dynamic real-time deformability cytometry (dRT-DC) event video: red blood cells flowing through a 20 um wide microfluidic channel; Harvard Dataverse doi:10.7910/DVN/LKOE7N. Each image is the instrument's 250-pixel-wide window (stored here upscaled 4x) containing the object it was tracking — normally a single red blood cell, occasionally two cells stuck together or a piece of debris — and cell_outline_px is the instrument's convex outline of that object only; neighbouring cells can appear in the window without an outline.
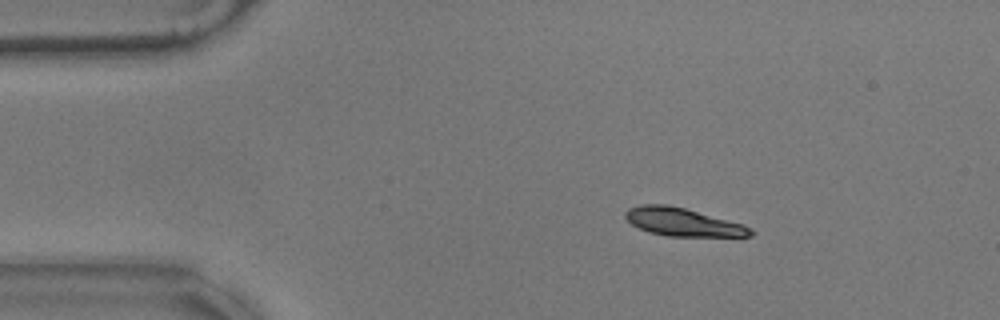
{"species": "common noctule bat (a hibernating species)", "species_latin": "Nyctalus noctula", "temperature_condition": "warm", "stored_images_in_passage": 49, "camera_frame_rate_fps": 3000, "um_per_image_px": 0.085, "animal": {"sex": "male", "body_mass_g": 17.9}, "frame": {"image": 1, "passage_image": 1, "time_ms": 0.0, "image_size_px": [1000, 320], "cell_outline_px": [[756, 232], [752, 236], [668, 236], [648, 232], [632, 224], [624, 216], [624, 212], [628, 208], [640, 204], [668, 204], [684, 208], [744, 224], [752, 228]], "centroid_in_image_um": [58.04, 18.87], "position_along_channel_um": 27.0, "area_um2": 20.52}}
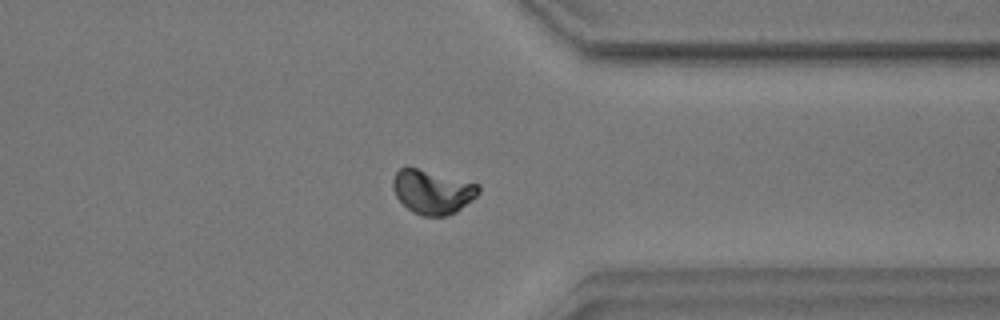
{"frame": {"image": 2, "passage_image": 36, "time_ms": 11.667, "image_size_px": [1000, 320], "cell_outline_px": [[480, 192], [472, 200], [456, 212], [444, 216], [420, 216], [412, 212], [396, 196], [392, 184], [392, 180], [396, 172], [404, 164], [408, 164], [480, 184]], "centroid_in_image_um": [36.75, 16.25], "position_along_channel_um": 374.7, "area_um2": 22.54}}
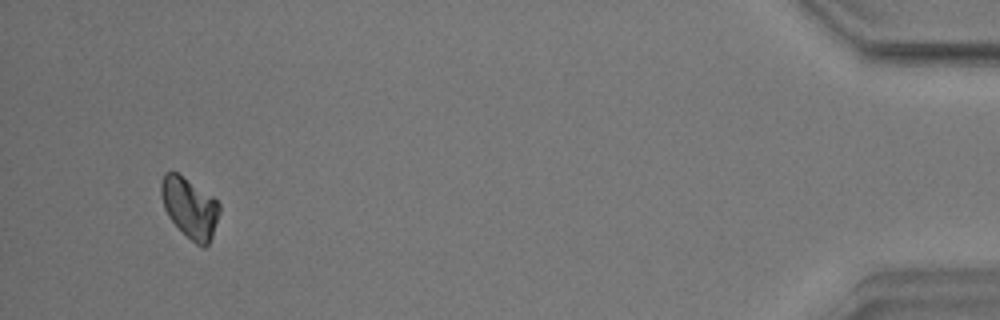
{"frame": {"image": 3, "passage_image": 46, "time_ms": 15.0, "image_size_px": [1000, 320], "cell_outline_px": [[220, 212], [212, 236], [208, 244], [204, 248], [196, 244], [168, 216], [164, 208], [160, 196], [160, 184], [164, 172], [176, 172], [212, 196], [220, 204]], "centroid_in_image_um": [16.12, 17.64], "position_along_channel_um": 419.1, "area_um2": 20.23}, "authors_computed_cell_mechanics": {"area_um2": 21.8484, "velocity_mm_per_s": 3.5043, "shape_relaxation_time_tau1_ms": 3.2679, "shape_relaxation_time_tau2_ms": null, "deformation_change_tau1": 0.0922, "deformation_change_tau2": null}}